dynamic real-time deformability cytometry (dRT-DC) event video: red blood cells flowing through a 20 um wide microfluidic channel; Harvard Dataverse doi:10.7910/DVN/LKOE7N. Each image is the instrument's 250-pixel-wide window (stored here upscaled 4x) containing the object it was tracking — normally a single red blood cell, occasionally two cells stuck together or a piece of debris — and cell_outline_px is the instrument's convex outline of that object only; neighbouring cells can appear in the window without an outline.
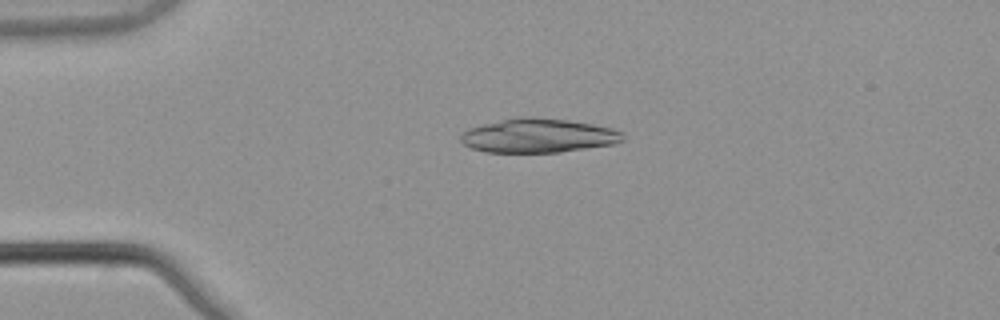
{"species": "common noctule bat (a hibernating species)", "species_latin": "Nyctalus noctula", "temperature_condition": "warm", "stored_images_in_passage": 6, "camera_frame_rate_fps": 3000, "um_per_image_px": 0.085, "animal": {"sex": "male", "body_mass_g": 21.5, "forearm_length_mm": 52.0}, "frame": {"image": 1, "passage_image": 4, "time_ms": 1.0, "image_size_px": [1000, 320], "cell_outline_px": [[624, 140], [616, 144], [560, 152], [488, 152], [472, 148], [464, 144], [460, 140], [460, 136], [468, 128], [484, 124], [504, 120], [568, 120], [592, 124], [612, 128], [620, 132], [624, 136]], "centroid_in_image_um": [45.8, 11.58], "position_along_channel_um": 39.2, "area_um2": 30.98}}